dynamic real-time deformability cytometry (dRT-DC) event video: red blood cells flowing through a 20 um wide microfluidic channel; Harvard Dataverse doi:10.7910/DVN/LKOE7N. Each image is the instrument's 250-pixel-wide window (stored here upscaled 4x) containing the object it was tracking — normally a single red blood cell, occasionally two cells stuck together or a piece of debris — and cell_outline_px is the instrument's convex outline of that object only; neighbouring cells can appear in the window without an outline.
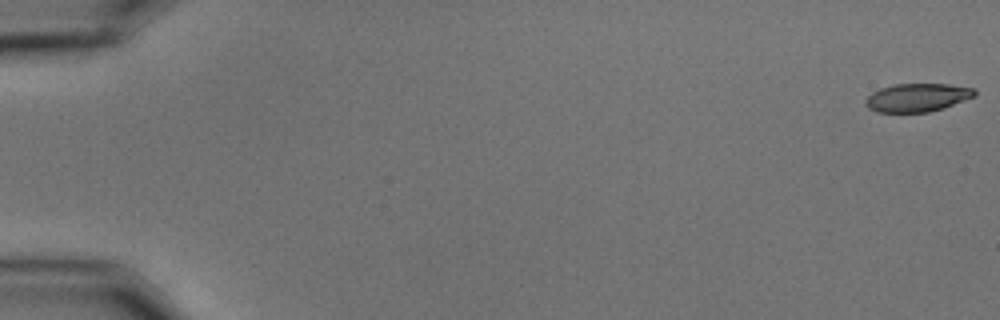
{"species": "common noctule bat (a hibernating species)", "species_latin": "Nyctalus noctula", "temperature_condition": "cold", "stored_images_in_passage": 14, "camera_frame_rate_fps": 3000, "um_per_image_px": 0.085, "animal": {"sex": "male", "body_mass_g": 15.6}, "frame": {"image": 1, "passage_image": 1, "time_ms": 0.0, "image_size_px": [1000, 320], "cell_outline_px": [[976, 96], [928, 112], [876, 112], [868, 108], [864, 104], [864, 100], [872, 92], [880, 88], [892, 84], [948, 84], [976, 88]], "centroid_in_image_um": [77.93, 8.28], "position_along_channel_um": 7.1, "area_um2": 17.98}}